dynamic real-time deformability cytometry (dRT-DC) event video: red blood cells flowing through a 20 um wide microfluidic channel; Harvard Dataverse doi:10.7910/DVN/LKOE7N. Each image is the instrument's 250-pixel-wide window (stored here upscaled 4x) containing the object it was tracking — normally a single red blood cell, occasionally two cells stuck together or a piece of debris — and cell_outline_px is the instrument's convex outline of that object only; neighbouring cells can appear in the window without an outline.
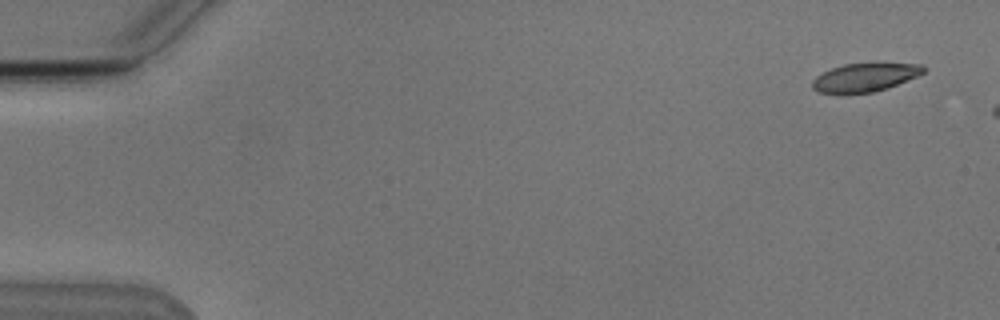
{"species": "Egyptian fruit bat (a non-hibernating species)", "species_latin": "Rousettus aegyptiacus", "temperature_condition": "cold", "stored_images_in_passage": 3, "camera_frame_rate_fps": 3000, "um_per_image_px": 0.085, "animal": {"sex": "male"}, "frame": {"image": 1, "passage_image": 1, "time_ms": 0.0, "image_size_px": [1000, 320], "cell_outline_px": [[924, 72], [916, 76], [888, 88], [872, 92], [816, 92], [812, 88], [812, 80], [816, 76], [832, 68], [844, 64], [924, 64]], "centroid_in_image_um": [73.5, 6.57], "position_along_channel_um": 11.5, "area_um2": 17.8}}